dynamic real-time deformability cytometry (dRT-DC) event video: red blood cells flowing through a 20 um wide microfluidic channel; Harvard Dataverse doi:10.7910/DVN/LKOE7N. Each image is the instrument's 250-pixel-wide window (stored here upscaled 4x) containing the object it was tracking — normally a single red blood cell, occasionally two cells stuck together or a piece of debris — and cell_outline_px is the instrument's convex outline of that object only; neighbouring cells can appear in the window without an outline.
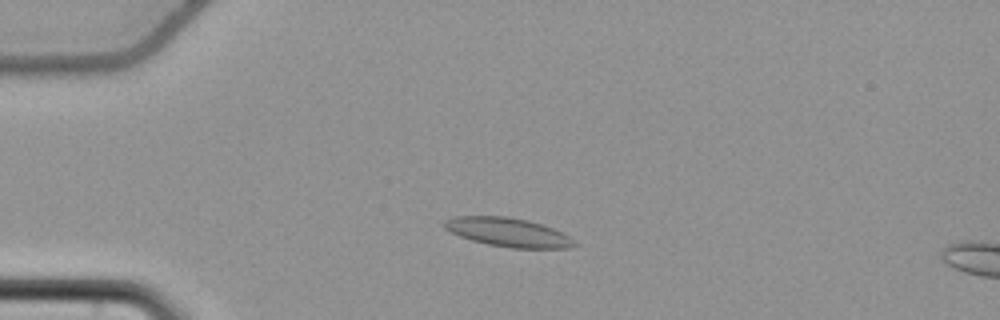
{"species": "common noctule bat (a hibernating species)", "species_latin": "Nyctalus noctula", "temperature_condition": "cold", "stored_images_in_passage": 16, "camera_frame_rate_fps": 3000, "um_per_image_px": 0.085, "animal": {"sex": "female", "body_mass_g": 22.7, "forearm_length_mm": 54.2}, "frame": {"image": 1, "passage_image": 12, "time_ms": 3.667, "image_size_px": [1000, 320], "cell_outline_px": [[576, 244], [568, 248], [512, 248], [488, 244], [472, 240], [460, 236], [444, 228], [444, 220], [452, 216], [508, 216], [528, 220], [564, 232]], "centroid_in_image_um": [43.16, 19.73], "position_along_channel_um": 41.8, "area_um2": 21.73}}